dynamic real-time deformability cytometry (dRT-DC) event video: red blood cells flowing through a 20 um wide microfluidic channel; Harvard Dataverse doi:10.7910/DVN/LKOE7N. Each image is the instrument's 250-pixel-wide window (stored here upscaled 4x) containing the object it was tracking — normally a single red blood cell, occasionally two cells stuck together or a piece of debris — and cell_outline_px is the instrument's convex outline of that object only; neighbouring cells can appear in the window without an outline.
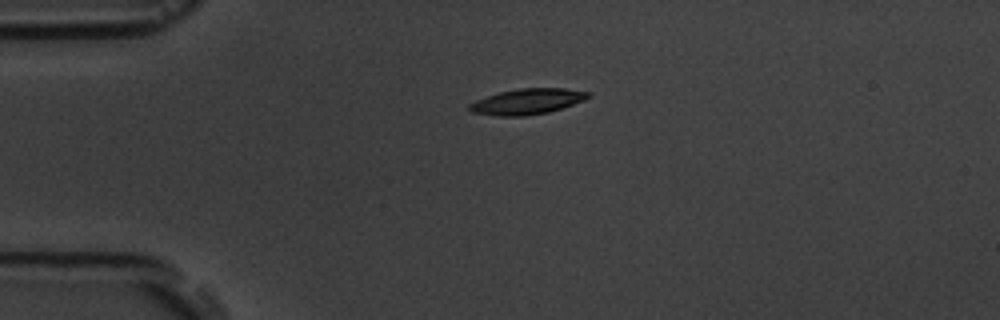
{"species": "common noctule bat (a hibernating species)", "species_latin": "Nyctalus noctula", "temperature_condition": "room temperature", "stored_images_in_passage": 3, "camera_frame_rate_fps": 3000, "um_per_image_px": 0.085, "animal": {"sex": "male", "body_mass_g": 19.5, "forearm_length_mm": 54.6}, "frame": {"image": 1, "passage_image": 1, "time_ms": 0.0, "image_size_px": [1000, 320], "cell_outline_px": [[592, 96], [584, 100], [548, 112], [524, 116], [496, 116], [472, 112], [468, 108], [468, 104], [476, 100], [500, 92], [520, 88], [564, 88], [592, 92]], "centroid_in_image_um": [44.83, 8.62], "position_along_channel_um": 40.2, "area_um2": 17.69}}
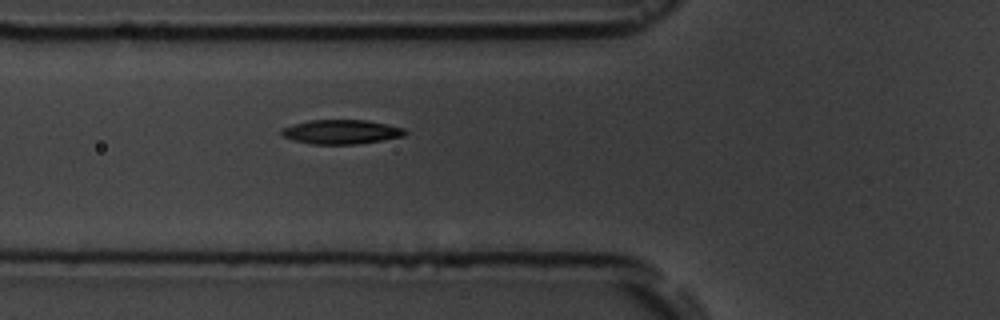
{"frame": {"image": 2, "passage_image": 3, "time_ms": 2.333, "image_size_px": [1000, 320], "cell_outline_px": [[408, 132], [404, 136], [384, 140], [356, 144], [312, 144], [292, 140], [284, 136], [280, 132], [280, 128], [292, 124], [308, 120], [368, 120], [388, 124], [404, 128]], "centroid_in_image_um": [29.01, 11.2], "position_along_channel_um": 96.8, "area_um2": 17.69}}